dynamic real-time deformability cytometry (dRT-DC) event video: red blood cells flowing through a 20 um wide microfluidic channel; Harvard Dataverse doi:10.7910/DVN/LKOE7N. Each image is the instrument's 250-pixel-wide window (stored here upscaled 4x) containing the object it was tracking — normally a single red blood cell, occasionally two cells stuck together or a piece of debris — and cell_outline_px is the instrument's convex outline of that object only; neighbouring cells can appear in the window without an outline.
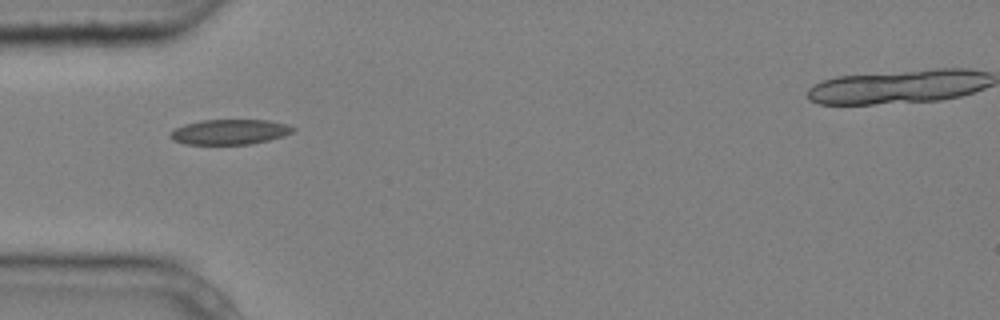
{"species": "common noctule bat (a hibernating species)", "species_latin": "Nyctalus noctula", "temperature_condition": "cold", "stored_images_in_passage": 2, "camera_frame_rate_fps": 3000, "um_per_image_px": 0.085, "animal": {"sex": "male", "body_mass_g": 20.4}, "frame": {"image": 1, "passage_image": 1, "time_ms": 0.0, "image_size_px": [1000, 320], "cell_outline_px": [[296, 128], [292, 132], [284, 136], [252, 144], [184, 144], [172, 140], [168, 136], [168, 132], [184, 124], [200, 120], [268, 120], [288, 124]], "centroid_in_image_um": [19.5, 11.21], "position_along_channel_um": 65.5, "area_um2": 18.15}}
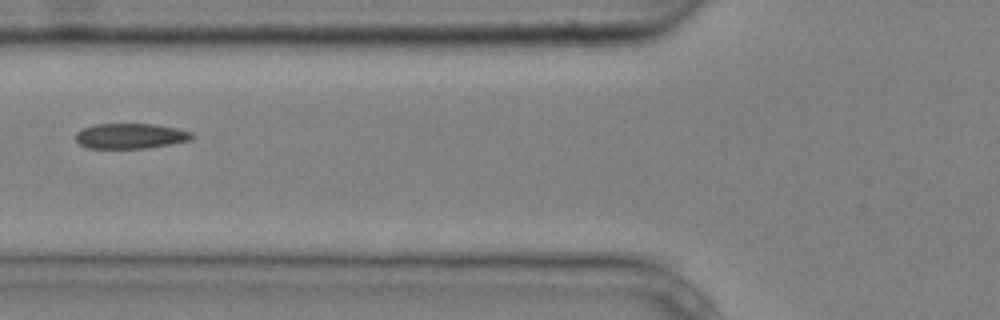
{"frame": {"image": 2, "passage_image": 2, "time_ms": 0.333, "image_size_px": [1000, 320], "cell_outline_px": [[196, 136], [188, 140], [172, 144], [144, 148], [88, 148], [80, 144], [76, 140], [76, 132], [84, 128], [96, 124], [156, 124], [176, 128], [192, 132]], "centroid_in_image_um": [11.11, 11.55], "position_along_channel_um": 114.7, "area_um2": 17.05}}